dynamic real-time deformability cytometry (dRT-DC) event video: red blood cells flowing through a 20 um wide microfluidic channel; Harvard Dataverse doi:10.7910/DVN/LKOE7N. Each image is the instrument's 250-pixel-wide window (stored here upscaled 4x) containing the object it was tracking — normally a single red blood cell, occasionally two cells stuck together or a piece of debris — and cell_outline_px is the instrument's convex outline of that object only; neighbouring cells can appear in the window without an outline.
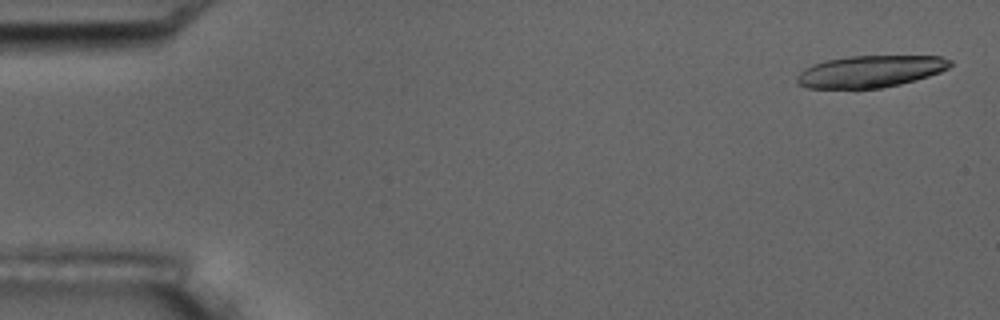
{"species": "common noctule bat (a hibernating species)", "species_latin": "Nyctalus noctula", "temperature_condition": "room temperature", "stored_images_in_passage": 9, "camera_frame_rate_fps": 3000, "um_per_image_px": 0.085, "animal": {"sex": "male", "body_mass_g": 17.5, "forearm_length_mm": 52.3}, "frame": {"image": 1, "passage_image": 1, "time_ms": 0.0, "image_size_px": [1000, 320], "cell_outline_px": [[952, 64], [948, 68], [940, 72], [928, 76], [900, 84], [880, 88], [808, 88], [796, 84], [796, 76], [804, 68], [812, 64], [828, 60], [848, 56], [940, 56], [952, 60]], "centroid_in_image_um": [73.95, 6.07], "position_along_channel_um": 11.0, "area_um2": 28.44}}